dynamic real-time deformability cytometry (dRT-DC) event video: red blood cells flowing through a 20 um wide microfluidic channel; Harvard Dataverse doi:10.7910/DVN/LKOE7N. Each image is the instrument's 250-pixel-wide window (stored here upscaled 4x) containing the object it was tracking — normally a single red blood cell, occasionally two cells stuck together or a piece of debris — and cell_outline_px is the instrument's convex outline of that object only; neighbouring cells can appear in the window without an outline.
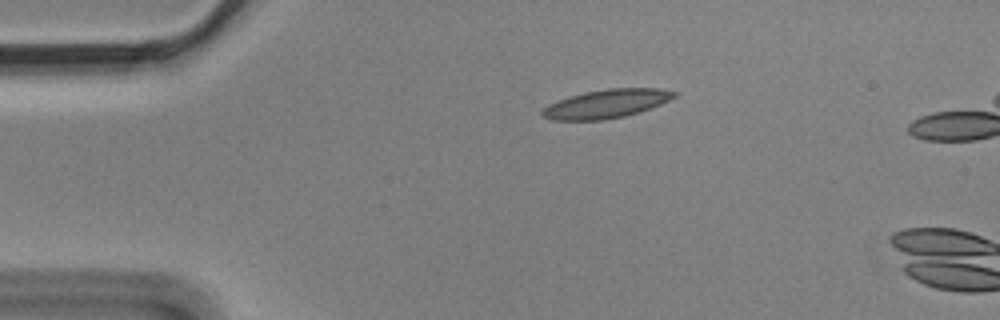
{"species": "Egyptian fruit bat (a non-hibernating species)", "species_latin": "Rousettus aegyptiacus", "temperature_condition": "cold", "stored_images_in_passage": 2, "camera_frame_rate_fps": 3000, "um_per_image_px": 0.085, "animal": {"sex": "male"}, "frame": {"image": 1, "passage_image": 1, "time_ms": 0.0, "image_size_px": [1000, 320], "cell_outline_px": [[676, 96], [660, 104], [624, 116], [604, 120], [552, 120], [544, 116], [540, 112], [548, 104], [568, 96], [584, 92], [608, 88], [660, 88], [676, 92]], "centroid_in_image_um": [51.5, 8.81], "position_along_channel_um": 33.5, "area_um2": 21.79}}